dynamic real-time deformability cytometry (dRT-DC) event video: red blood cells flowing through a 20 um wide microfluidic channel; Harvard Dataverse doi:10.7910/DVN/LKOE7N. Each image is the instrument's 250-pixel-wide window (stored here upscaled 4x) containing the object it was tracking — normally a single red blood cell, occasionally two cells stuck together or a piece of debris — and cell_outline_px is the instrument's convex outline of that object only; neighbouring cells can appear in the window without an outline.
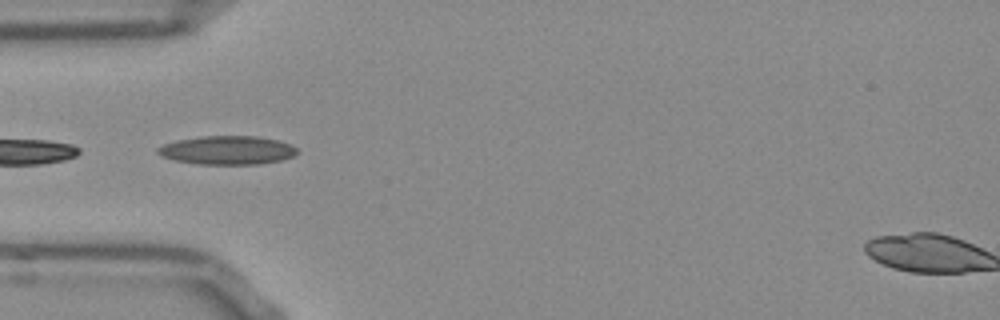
{"species": "Egyptian fruit bat (a non-hibernating species)", "species_latin": "Rousettus aegyptiacus", "temperature_condition": "room temperature", "stored_images_in_passage": 38, "camera_frame_rate_fps": 3000, "um_per_image_px": 0.085, "frame": {"image": 1, "passage_image": 1, "time_ms": 0.0, "image_size_px": [1000, 320], "cell_outline_px": [[296, 152], [292, 156], [280, 160], [260, 164], [196, 164], [176, 160], [164, 156], [156, 152], [156, 148], [164, 144], [176, 140], [200, 136], [256, 136], [280, 140], [292, 144], [296, 148]], "centroid_in_image_um": [19.32, 12.76], "position_along_channel_um": 65.7, "area_um2": 23.24}}
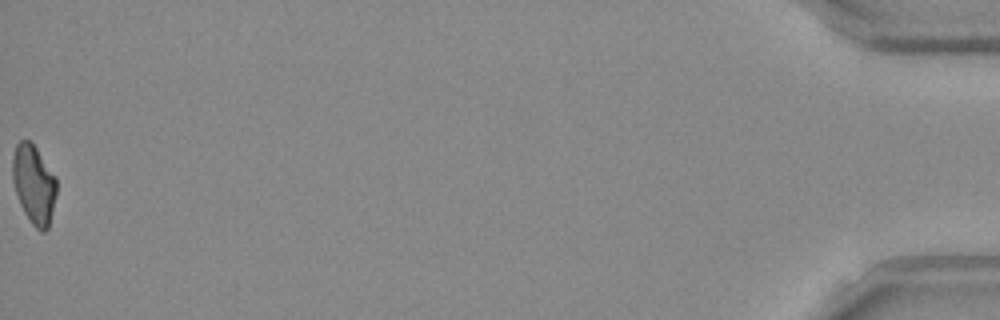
{"frame": {"image": 2, "passage_image": 38, "time_ms": 12.333, "image_size_px": [1000, 320], "cell_outline_px": [[56, 192], [48, 228], [44, 232], [40, 232], [32, 224], [24, 212], [20, 204], [12, 180], [12, 156], [16, 144], [20, 140], [28, 140], [36, 148], [56, 176]], "centroid_in_image_um": [2.86, 15.66], "position_along_channel_um": 432.3, "area_um2": 20.11}, "authors_computed_cell_mechanics": {"area_um2": 20.4323, "velocity_mm_per_s": 3.8302, "shape_relaxation_time_tau1_ms": null, "shape_relaxation_time_tau2_ms": 3.872, "deformation_change_tau1": null, "deformation_change_tau2": 0.1249}}